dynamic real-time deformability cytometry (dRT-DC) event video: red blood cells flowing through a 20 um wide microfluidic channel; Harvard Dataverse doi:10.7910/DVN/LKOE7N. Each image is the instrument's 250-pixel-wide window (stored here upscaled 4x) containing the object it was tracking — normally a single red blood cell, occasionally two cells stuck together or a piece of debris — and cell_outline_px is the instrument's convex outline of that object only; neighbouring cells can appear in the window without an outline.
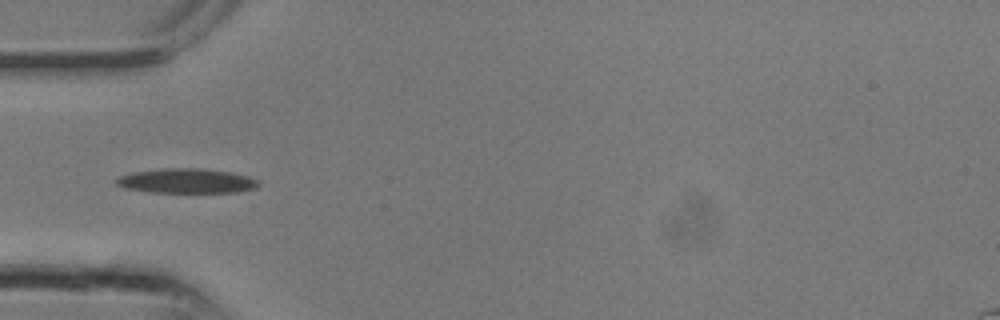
{"species": "common noctule bat (a hibernating species)", "species_latin": "Nyctalus noctula", "temperature_condition": "room temperature", "stored_images_in_passage": 2, "camera_frame_rate_fps": 3000, "um_per_image_px": 0.085, "animal": {"sex": "male", "body_mass_g": 13.3}, "frame": {"image": 1, "passage_image": 1, "time_ms": 0.0, "image_size_px": [1000, 320], "cell_outline_px": [[260, 184], [256, 188], [236, 192], [148, 192], [124, 188], [116, 184], [112, 180], [120, 176], [132, 172], [164, 168], [200, 168], [232, 172], [248, 176], [256, 180]], "centroid_in_image_um": [15.82, 15.37], "position_along_channel_um": 69.2, "area_um2": 20.52}}